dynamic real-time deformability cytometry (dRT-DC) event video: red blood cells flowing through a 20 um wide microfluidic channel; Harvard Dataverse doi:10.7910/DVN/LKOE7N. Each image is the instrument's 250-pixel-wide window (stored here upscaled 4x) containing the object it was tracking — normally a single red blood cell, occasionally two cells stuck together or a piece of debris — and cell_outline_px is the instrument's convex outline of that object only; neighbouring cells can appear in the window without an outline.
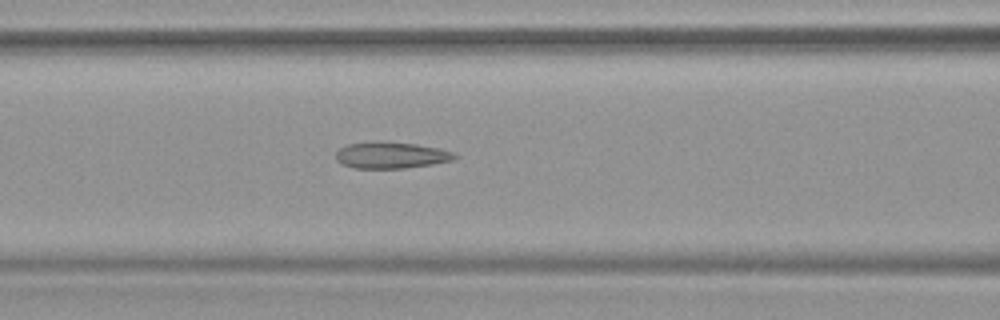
{"species": "common noctule bat (a hibernating species)", "species_latin": "Nyctalus noctula", "temperature_condition": "warm", "stored_images_in_passage": 45, "camera_frame_rate_fps": 3000, "um_per_image_px": 0.085, "animal": {"sex": "female", "body_mass_g": 19.9}, "frame": {"image": 1, "passage_image": 14, "time_ms": 4.333, "image_size_px": [1000, 320], "cell_outline_px": [[460, 156], [452, 160], [432, 164], [404, 168], [352, 168], [340, 164], [336, 160], [336, 152], [340, 148], [348, 144], [380, 140], [416, 144], [440, 148], [452, 152]], "centroid_in_image_um": [33.22, 13.18], "position_along_channel_um": 133.4, "area_um2": 18.55}, "authors_computed_cell_mechanics": {"area_um2": 19.074, "velocity_mm_per_s": 3.7802, "shape_relaxation_time_tau1_ms": null, "shape_relaxation_time_tau2_ms": 3.0367, "deformation_change_tau1": null, "deformation_change_tau2": 0.1141}}